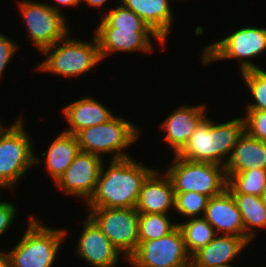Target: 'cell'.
Segmentation results:
<instances>
[{"mask_svg": "<svg viewBox=\"0 0 266 267\" xmlns=\"http://www.w3.org/2000/svg\"><path fill=\"white\" fill-rule=\"evenodd\" d=\"M155 169L132 156L104 160L95 192L85 208H135L143 182Z\"/></svg>", "mask_w": 266, "mask_h": 267, "instance_id": "cell-1", "label": "cell"}, {"mask_svg": "<svg viewBox=\"0 0 266 267\" xmlns=\"http://www.w3.org/2000/svg\"><path fill=\"white\" fill-rule=\"evenodd\" d=\"M207 115L190 136L188 143L177 154L184 159L226 166L238 139L245 131L244 116L214 121Z\"/></svg>", "mask_w": 266, "mask_h": 267, "instance_id": "cell-2", "label": "cell"}, {"mask_svg": "<svg viewBox=\"0 0 266 267\" xmlns=\"http://www.w3.org/2000/svg\"><path fill=\"white\" fill-rule=\"evenodd\" d=\"M27 229L20 241L7 250L9 267H53L68 229L43 225L36 216H29Z\"/></svg>", "mask_w": 266, "mask_h": 267, "instance_id": "cell-3", "label": "cell"}, {"mask_svg": "<svg viewBox=\"0 0 266 267\" xmlns=\"http://www.w3.org/2000/svg\"><path fill=\"white\" fill-rule=\"evenodd\" d=\"M69 36L70 34L40 53L45 59L37 64L36 70L55 74L56 77L58 75L65 79H73L92 72L93 67H97L103 61L94 33L90 42Z\"/></svg>", "mask_w": 266, "mask_h": 267, "instance_id": "cell-4", "label": "cell"}, {"mask_svg": "<svg viewBox=\"0 0 266 267\" xmlns=\"http://www.w3.org/2000/svg\"><path fill=\"white\" fill-rule=\"evenodd\" d=\"M137 126L139 125L118 114L105 123L80 130L75 136L80 151L99 156L103 160L106 154L109 160L123 159L131 157L127 150L141 137V128Z\"/></svg>", "mask_w": 266, "mask_h": 267, "instance_id": "cell-5", "label": "cell"}, {"mask_svg": "<svg viewBox=\"0 0 266 267\" xmlns=\"http://www.w3.org/2000/svg\"><path fill=\"white\" fill-rule=\"evenodd\" d=\"M266 51V28L242 26L225 36L221 40L204 46L200 55L201 65L207 66L218 60H236L239 73L261 69L253 59L262 57Z\"/></svg>", "mask_w": 266, "mask_h": 267, "instance_id": "cell-6", "label": "cell"}, {"mask_svg": "<svg viewBox=\"0 0 266 267\" xmlns=\"http://www.w3.org/2000/svg\"><path fill=\"white\" fill-rule=\"evenodd\" d=\"M21 115L0 133V189L14 190L35 166L34 142Z\"/></svg>", "mask_w": 266, "mask_h": 267, "instance_id": "cell-7", "label": "cell"}, {"mask_svg": "<svg viewBox=\"0 0 266 267\" xmlns=\"http://www.w3.org/2000/svg\"><path fill=\"white\" fill-rule=\"evenodd\" d=\"M171 158L165 173L170 177L175 192H196L211 198L227 188L224 166L190 161L177 155Z\"/></svg>", "mask_w": 266, "mask_h": 267, "instance_id": "cell-8", "label": "cell"}, {"mask_svg": "<svg viewBox=\"0 0 266 267\" xmlns=\"http://www.w3.org/2000/svg\"><path fill=\"white\" fill-rule=\"evenodd\" d=\"M26 27L28 39L39 54L59 40L65 38L72 30L68 20L53 10L47 2L35 0H14ZM71 30V31H70Z\"/></svg>", "mask_w": 266, "mask_h": 267, "instance_id": "cell-9", "label": "cell"}, {"mask_svg": "<svg viewBox=\"0 0 266 267\" xmlns=\"http://www.w3.org/2000/svg\"><path fill=\"white\" fill-rule=\"evenodd\" d=\"M110 242L126 258L137 250L139 213L135 208H86Z\"/></svg>", "mask_w": 266, "mask_h": 267, "instance_id": "cell-10", "label": "cell"}, {"mask_svg": "<svg viewBox=\"0 0 266 267\" xmlns=\"http://www.w3.org/2000/svg\"><path fill=\"white\" fill-rule=\"evenodd\" d=\"M126 262L131 267H191V256L177 225L159 239L138 242L137 250Z\"/></svg>", "mask_w": 266, "mask_h": 267, "instance_id": "cell-11", "label": "cell"}, {"mask_svg": "<svg viewBox=\"0 0 266 267\" xmlns=\"http://www.w3.org/2000/svg\"><path fill=\"white\" fill-rule=\"evenodd\" d=\"M93 33L97 37L102 60L116 53L152 54L158 42L161 48L166 43L152 29H120L116 27H95ZM155 42H153V40ZM152 52V53H151ZM113 53V54H112ZM109 56V57H108Z\"/></svg>", "mask_w": 266, "mask_h": 267, "instance_id": "cell-12", "label": "cell"}, {"mask_svg": "<svg viewBox=\"0 0 266 267\" xmlns=\"http://www.w3.org/2000/svg\"><path fill=\"white\" fill-rule=\"evenodd\" d=\"M99 156L80 151L66 171L53 184L67 197L90 200L95 192L103 163Z\"/></svg>", "mask_w": 266, "mask_h": 267, "instance_id": "cell-13", "label": "cell"}, {"mask_svg": "<svg viewBox=\"0 0 266 267\" xmlns=\"http://www.w3.org/2000/svg\"><path fill=\"white\" fill-rule=\"evenodd\" d=\"M78 238L75 254L91 267H117L121 256L126 259L89 216Z\"/></svg>", "mask_w": 266, "mask_h": 267, "instance_id": "cell-14", "label": "cell"}, {"mask_svg": "<svg viewBox=\"0 0 266 267\" xmlns=\"http://www.w3.org/2000/svg\"><path fill=\"white\" fill-rule=\"evenodd\" d=\"M206 105L177 106L160 123L159 128L163 134L165 132L163 140L171 150V155H177L185 147L199 123L208 115Z\"/></svg>", "mask_w": 266, "mask_h": 267, "instance_id": "cell-15", "label": "cell"}, {"mask_svg": "<svg viewBox=\"0 0 266 267\" xmlns=\"http://www.w3.org/2000/svg\"><path fill=\"white\" fill-rule=\"evenodd\" d=\"M161 172L156 168L143 182L135 207L138 213L169 214L171 211L172 214V210L174 212V187L165 171Z\"/></svg>", "mask_w": 266, "mask_h": 267, "instance_id": "cell-16", "label": "cell"}, {"mask_svg": "<svg viewBox=\"0 0 266 267\" xmlns=\"http://www.w3.org/2000/svg\"><path fill=\"white\" fill-rule=\"evenodd\" d=\"M203 217L216 234L245 238L241 213L227 188L221 194L209 198Z\"/></svg>", "mask_w": 266, "mask_h": 267, "instance_id": "cell-17", "label": "cell"}, {"mask_svg": "<svg viewBox=\"0 0 266 267\" xmlns=\"http://www.w3.org/2000/svg\"><path fill=\"white\" fill-rule=\"evenodd\" d=\"M249 244L243 237L217 234L191 257V267L232 266Z\"/></svg>", "mask_w": 266, "mask_h": 267, "instance_id": "cell-18", "label": "cell"}, {"mask_svg": "<svg viewBox=\"0 0 266 267\" xmlns=\"http://www.w3.org/2000/svg\"><path fill=\"white\" fill-rule=\"evenodd\" d=\"M61 110L68 125L62 131L73 135L90 126L105 123L115 116L108 106L87 95L68 103Z\"/></svg>", "mask_w": 266, "mask_h": 267, "instance_id": "cell-19", "label": "cell"}, {"mask_svg": "<svg viewBox=\"0 0 266 267\" xmlns=\"http://www.w3.org/2000/svg\"><path fill=\"white\" fill-rule=\"evenodd\" d=\"M79 152L80 148L76 136L62 131L49 144L47 151L42 152L41 156L35 154V165L41 164L40 162L44 163L43 166L45 165L47 175L55 183ZM43 157L44 159H42Z\"/></svg>", "mask_w": 266, "mask_h": 267, "instance_id": "cell-20", "label": "cell"}, {"mask_svg": "<svg viewBox=\"0 0 266 267\" xmlns=\"http://www.w3.org/2000/svg\"><path fill=\"white\" fill-rule=\"evenodd\" d=\"M124 7L141 17L149 27L165 42L173 29L174 11L170 0H120Z\"/></svg>", "mask_w": 266, "mask_h": 267, "instance_id": "cell-21", "label": "cell"}, {"mask_svg": "<svg viewBox=\"0 0 266 267\" xmlns=\"http://www.w3.org/2000/svg\"><path fill=\"white\" fill-rule=\"evenodd\" d=\"M251 169L266 170V142L244 131L225 166V174H236Z\"/></svg>", "mask_w": 266, "mask_h": 267, "instance_id": "cell-22", "label": "cell"}, {"mask_svg": "<svg viewBox=\"0 0 266 267\" xmlns=\"http://www.w3.org/2000/svg\"><path fill=\"white\" fill-rule=\"evenodd\" d=\"M241 213L245 229V239L251 244L258 237L256 234L261 229H266V208L261 196L248 194H232ZM256 236V237H255Z\"/></svg>", "mask_w": 266, "mask_h": 267, "instance_id": "cell-23", "label": "cell"}, {"mask_svg": "<svg viewBox=\"0 0 266 267\" xmlns=\"http://www.w3.org/2000/svg\"><path fill=\"white\" fill-rule=\"evenodd\" d=\"M178 223L186 249L192 257L197 251L205 247L217 235L214 228L204 217H196L182 220Z\"/></svg>", "mask_w": 266, "mask_h": 267, "instance_id": "cell-24", "label": "cell"}, {"mask_svg": "<svg viewBox=\"0 0 266 267\" xmlns=\"http://www.w3.org/2000/svg\"><path fill=\"white\" fill-rule=\"evenodd\" d=\"M227 189L231 194L261 196L266 190V170L251 169L236 174H226Z\"/></svg>", "mask_w": 266, "mask_h": 267, "instance_id": "cell-25", "label": "cell"}, {"mask_svg": "<svg viewBox=\"0 0 266 267\" xmlns=\"http://www.w3.org/2000/svg\"><path fill=\"white\" fill-rule=\"evenodd\" d=\"M178 223L169 214L139 213V242L159 239L170 233Z\"/></svg>", "mask_w": 266, "mask_h": 267, "instance_id": "cell-26", "label": "cell"}, {"mask_svg": "<svg viewBox=\"0 0 266 267\" xmlns=\"http://www.w3.org/2000/svg\"><path fill=\"white\" fill-rule=\"evenodd\" d=\"M115 8L106 10L101 17L97 27H116L120 29H151L149 25L132 10L115 2Z\"/></svg>", "mask_w": 266, "mask_h": 267, "instance_id": "cell-27", "label": "cell"}, {"mask_svg": "<svg viewBox=\"0 0 266 267\" xmlns=\"http://www.w3.org/2000/svg\"><path fill=\"white\" fill-rule=\"evenodd\" d=\"M239 75L244 80L245 87L248 88L250 100L245 103L246 110H266V69L246 70Z\"/></svg>", "mask_w": 266, "mask_h": 267, "instance_id": "cell-28", "label": "cell"}, {"mask_svg": "<svg viewBox=\"0 0 266 267\" xmlns=\"http://www.w3.org/2000/svg\"><path fill=\"white\" fill-rule=\"evenodd\" d=\"M208 200L209 197L201 193L175 192L174 212L187 219L203 217Z\"/></svg>", "mask_w": 266, "mask_h": 267, "instance_id": "cell-29", "label": "cell"}, {"mask_svg": "<svg viewBox=\"0 0 266 267\" xmlns=\"http://www.w3.org/2000/svg\"><path fill=\"white\" fill-rule=\"evenodd\" d=\"M245 131L254 138L266 142V110L245 111Z\"/></svg>", "mask_w": 266, "mask_h": 267, "instance_id": "cell-30", "label": "cell"}, {"mask_svg": "<svg viewBox=\"0 0 266 267\" xmlns=\"http://www.w3.org/2000/svg\"><path fill=\"white\" fill-rule=\"evenodd\" d=\"M6 35L0 32V79L20 47V44Z\"/></svg>", "mask_w": 266, "mask_h": 267, "instance_id": "cell-31", "label": "cell"}, {"mask_svg": "<svg viewBox=\"0 0 266 267\" xmlns=\"http://www.w3.org/2000/svg\"><path fill=\"white\" fill-rule=\"evenodd\" d=\"M17 203L10 200L0 201V237L4 236L8 230L11 229V225L14 224V220L17 215Z\"/></svg>", "mask_w": 266, "mask_h": 267, "instance_id": "cell-32", "label": "cell"}, {"mask_svg": "<svg viewBox=\"0 0 266 267\" xmlns=\"http://www.w3.org/2000/svg\"><path fill=\"white\" fill-rule=\"evenodd\" d=\"M53 2L54 3H49V4L47 3V5H49L53 10H55L56 12L62 15L65 14V12L63 13V10H62L64 7L65 8L70 7L73 9L74 7L80 6V0H53Z\"/></svg>", "mask_w": 266, "mask_h": 267, "instance_id": "cell-33", "label": "cell"}, {"mask_svg": "<svg viewBox=\"0 0 266 267\" xmlns=\"http://www.w3.org/2000/svg\"><path fill=\"white\" fill-rule=\"evenodd\" d=\"M83 2L85 3L86 6L87 5L90 6L89 8L94 7V8L101 10L102 7H104L106 5V3H109L111 1H109V0H80V4L84 5ZM117 2H120V0H117Z\"/></svg>", "mask_w": 266, "mask_h": 267, "instance_id": "cell-34", "label": "cell"}, {"mask_svg": "<svg viewBox=\"0 0 266 267\" xmlns=\"http://www.w3.org/2000/svg\"><path fill=\"white\" fill-rule=\"evenodd\" d=\"M0 267H9L7 250H2V248H0Z\"/></svg>", "mask_w": 266, "mask_h": 267, "instance_id": "cell-35", "label": "cell"}, {"mask_svg": "<svg viewBox=\"0 0 266 267\" xmlns=\"http://www.w3.org/2000/svg\"><path fill=\"white\" fill-rule=\"evenodd\" d=\"M261 198H262L263 205H264V207L266 208V190H265L264 193L261 195Z\"/></svg>", "mask_w": 266, "mask_h": 267, "instance_id": "cell-36", "label": "cell"}, {"mask_svg": "<svg viewBox=\"0 0 266 267\" xmlns=\"http://www.w3.org/2000/svg\"><path fill=\"white\" fill-rule=\"evenodd\" d=\"M3 121L0 120V133L5 129L6 123H2ZM5 124V125H4Z\"/></svg>", "mask_w": 266, "mask_h": 267, "instance_id": "cell-37", "label": "cell"}, {"mask_svg": "<svg viewBox=\"0 0 266 267\" xmlns=\"http://www.w3.org/2000/svg\"><path fill=\"white\" fill-rule=\"evenodd\" d=\"M221 267H239V266L233 265V266H221Z\"/></svg>", "mask_w": 266, "mask_h": 267, "instance_id": "cell-38", "label": "cell"}]
</instances>
